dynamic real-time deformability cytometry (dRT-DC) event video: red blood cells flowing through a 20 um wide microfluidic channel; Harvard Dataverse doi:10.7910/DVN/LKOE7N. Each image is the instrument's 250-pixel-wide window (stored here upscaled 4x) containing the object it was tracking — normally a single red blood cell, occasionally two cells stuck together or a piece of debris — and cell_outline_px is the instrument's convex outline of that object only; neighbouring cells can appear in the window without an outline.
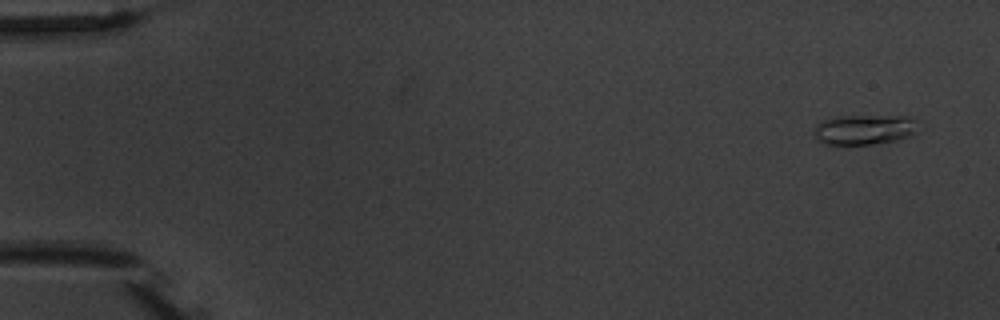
{"species": "common noctule bat (a hibernating species)", "species_latin": "Nyctalus noctula", "temperature_condition": "warm", "stored_images_in_passage": 6, "camera_frame_rate_fps": 3000, "um_per_image_px": 0.085, "animal": {"sex": "male", "body_mass_g": 20.1, "forearm_length_mm": 53.5}, "frame": {"image": 1, "passage_image": 1, "time_ms": 0.0, "image_size_px": [1000, 320], "cell_outline_px": [[916, 132], [900, 140], [872, 144], [824, 144], [816, 140], [812, 132], [816, 124], [824, 120], [840, 116], [908, 116], [916, 120]], "centroid_in_image_um": [73.44, 11.02], "position_along_channel_um": 11.6, "area_um2": 18.32}}
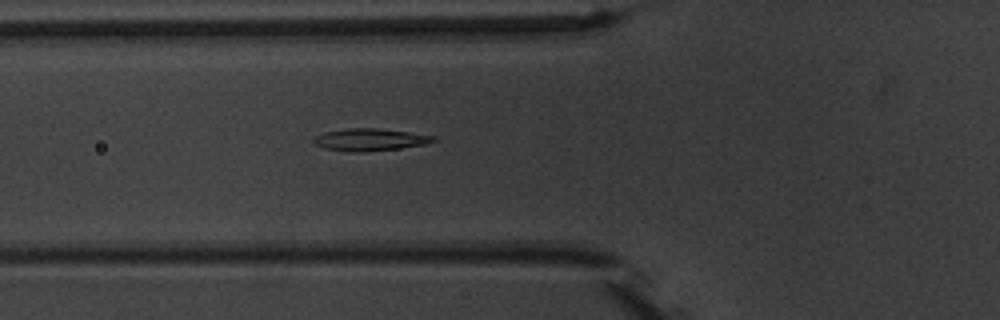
{"frame": {"image": 2, "passage_image": 6, "time_ms": 6.0, "image_size_px": [1000, 320], "cell_outline_px": [[436, 140], [428, 144], [400, 148], [364, 152], [356, 152], [324, 148], [312, 144], [312, 140], [316, 136], [324, 132], [348, 128], [380, 128], [436, 136]], "centroid_in_image_um": [31.45, 11.87], "position_along_channel_um": 94.4, "area_um2": 15.61}}